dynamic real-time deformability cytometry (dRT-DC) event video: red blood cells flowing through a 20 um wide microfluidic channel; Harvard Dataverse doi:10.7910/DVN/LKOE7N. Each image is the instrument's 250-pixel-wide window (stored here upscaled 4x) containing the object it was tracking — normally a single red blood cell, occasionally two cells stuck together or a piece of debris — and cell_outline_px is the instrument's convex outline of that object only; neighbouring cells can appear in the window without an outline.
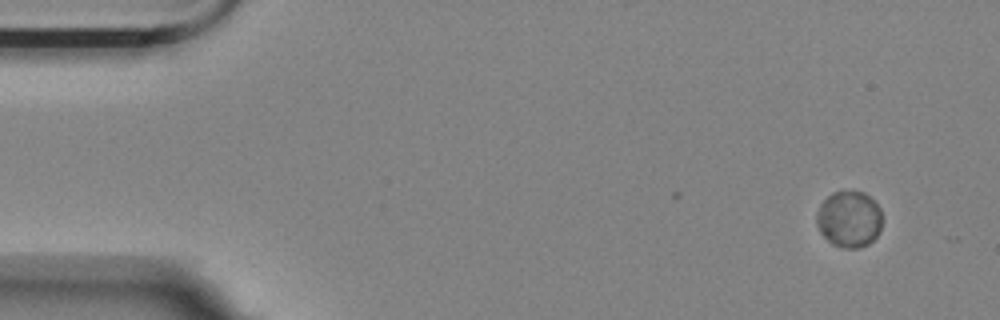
{"species": "Egyptian fruit bat (a non-hibernating species)", "species_latin": "Rousettus aegyptiacus", "temperature_condition": "room temperature", "stored_images_in_passage": 3, "camera_frame_rate_fps": 3000, "um_per_image_px": 0.085, "animal": {"sex": "female"}, "frame": {"image": 1, "passage_image": 1, "time_ms": 0.0, "image_size_px": [1000, 320], "cell_outline_px": [[880, 232], [868, 244], [860, 248], [844, 248], [832, 244], [820, 232], [816, 224], [816, 212], [820, 204], [832, 192], [864, 192], [880, 208]], "centroid_in_image_um": [72.14, 18.64], "position_along_channel_um": 12.9, "area_um2": 21.39}}